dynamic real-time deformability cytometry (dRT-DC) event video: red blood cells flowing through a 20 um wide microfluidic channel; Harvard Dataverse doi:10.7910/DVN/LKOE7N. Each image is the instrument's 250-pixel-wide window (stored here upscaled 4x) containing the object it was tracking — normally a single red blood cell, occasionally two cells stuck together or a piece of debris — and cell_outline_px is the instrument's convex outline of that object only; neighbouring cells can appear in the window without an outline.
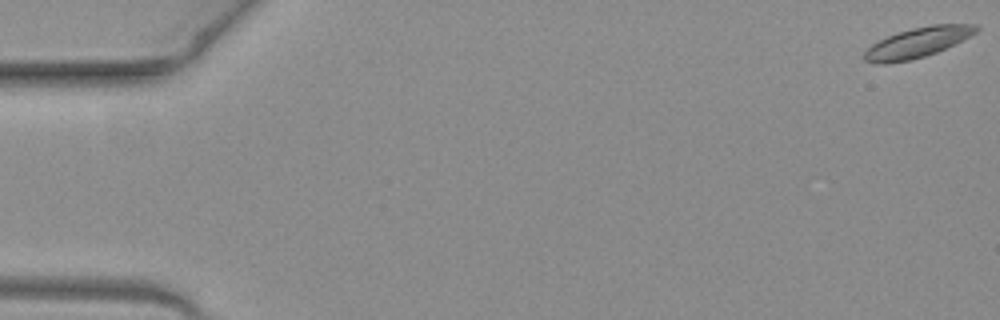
{"species": "common noctule bat (a hibernating species)", "species_latin": "Nyctalus noctula", "temperature_condition": "warm", "stored_images_in_passage": 51, "camera_frame_rate_fps": 3000, "um_per_image_px": 0.085, "animal": {"sex": "female", "body_mass_g": 19.3, "forearm_length_mm": 54.1}, "frame": {"image": 1, "passage_image": 1, "time_ms": 0.0, "image_size_px": [1000, 320], "cell_outline_px": [[980, 28], [976, 32], [936, 52], [924, 56], [908, 60], [888, 64], [876, 64], [864, 60], [864, 52], [872, 44], [896, 32], [912, 28], [932, 24], [976, 24]], "centroid_in_image_um": [77.95, 3.61], "position_along_channel_um": 7.1, "area_um2": 19.31}}
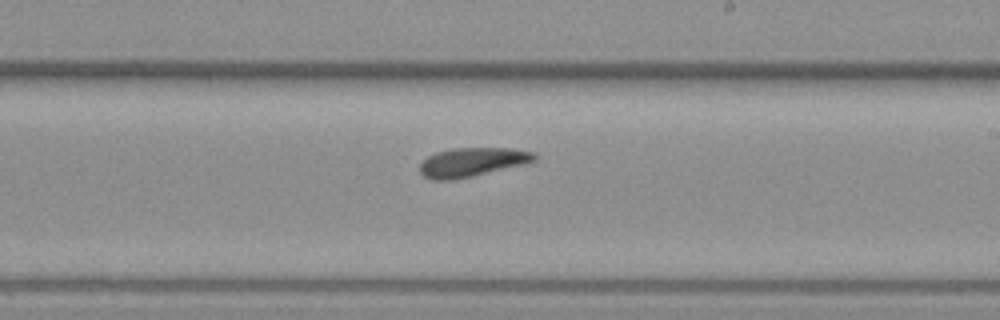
{"frame": {"image": 2, "passage_image": 30, "time_ms": 9.667, "image_size_px": [1000, 320], "cell_outline_px": [[536, 160], [524, 164], [472, 176], [452, 180], [432, 180], [424, 176], [420, 172], [420, 164], [428, 156], [436, 152], [452, 148], [508, 148], [536, 152]], "centroid_in_image_um": [40.13, 13.77], "position_along_channel_um": 248.9, "area_um2": 19.25}}
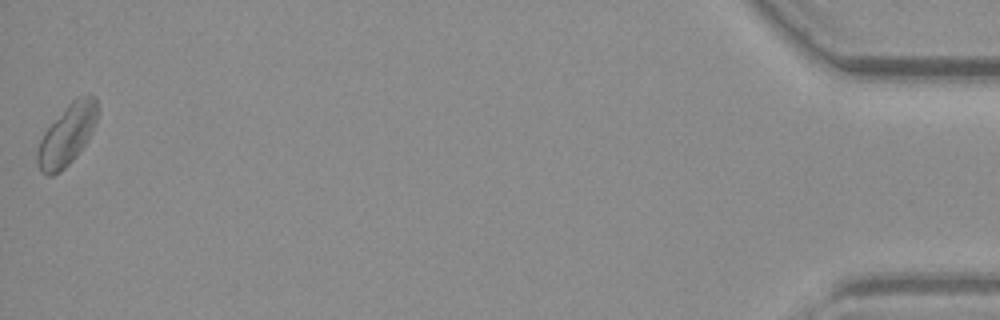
{"frame": {"image": 3, "passage_image": 51, "time_ms": 16.667, "image_size_px": [1000, 320], "cell_outline_px": [[96, 124], [88, 140], [76, 156], [60, 172], [52, 176], [48, 176], [40, 172], [36, 160], [36, 152], [40, 140], [44, 132], [68, 104], [76, 96], [96, 96]], "centroid_in_image_um": [5.67, 11.5], "position_along_channel_um": 429.5, "area_um2": 21.15}}